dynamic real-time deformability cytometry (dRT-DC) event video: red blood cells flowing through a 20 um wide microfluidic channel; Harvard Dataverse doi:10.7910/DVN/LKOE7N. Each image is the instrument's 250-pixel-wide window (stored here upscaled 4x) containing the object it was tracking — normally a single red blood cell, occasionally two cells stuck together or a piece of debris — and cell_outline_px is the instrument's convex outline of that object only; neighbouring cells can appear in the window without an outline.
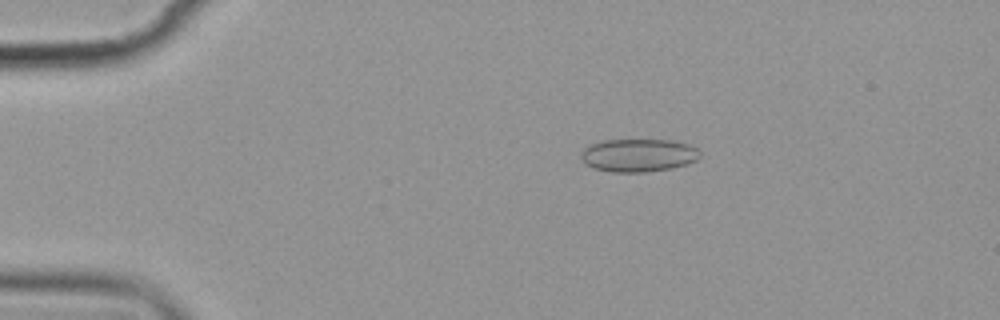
{"species": "common noctule bat (a hibernating species)", "species_latin": "Nyctalus noctula", "temperature_condition": "cold", "stored_images_in_passage": 2, "camera_frame_rate_fps": 3000, "um_per_image_px": 0.085, "animal": {"sex": "female", "body_mass_g": 19.9}, "frame": {"image": 1, "passage_image": 1, "time_ms": 0.0, "image_size_px": [1000, 320], "cell_outline_px": [[700, 156], [696, 160], [688, 164], [672, 168], [648, 172], [612, 172], [592, 168], [580, 156], [584, 148], [588, 144], [604, 140], [672, 140], [688, 144], [696, 148], [700, 152]], "centroid_in_image_um": [54.27, 13.2], "position_along_channel_um": 30.7, "area_um2": 22.95}}